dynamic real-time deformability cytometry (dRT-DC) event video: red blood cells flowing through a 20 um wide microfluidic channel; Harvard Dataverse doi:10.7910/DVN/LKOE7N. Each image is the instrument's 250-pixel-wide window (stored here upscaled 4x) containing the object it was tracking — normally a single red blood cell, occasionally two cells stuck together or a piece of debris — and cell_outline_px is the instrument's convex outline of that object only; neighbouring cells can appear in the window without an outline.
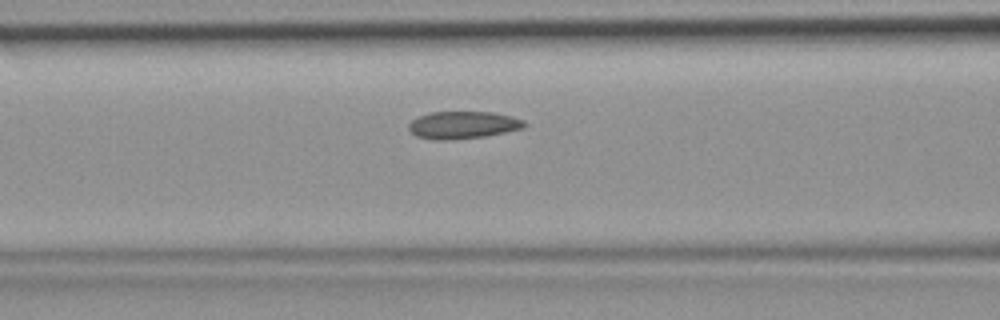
{"species": "common noctule bat (a hibernating species)", "species_latin": "Nyctalus noctula", "temperature_condition": "room temperature", "stored_images_in_passage": 41, "camera_frame_rate_fps": 3000, "um_per_image_px": 0.085, "animal": {"sex": "female", "body_mass_g": 19.9}, "frame": {"image": 1, "passage_image": 16, "time_ms": 5.0, "image_size_px": [1000, 320], "cell_outline_px": [[528, 124], [524, 128], [484, 136], [452, 140], [436, 140], [416, 136], [408, 128], [408, 124], [412, 120], [420, 116], [432, 112], [492, 112], [512, 116], [524, 120]], "centroid_in_image_um": [39.37, 10.62], "position_along_channel_um": 127.2, "area_um2": 18.44}}
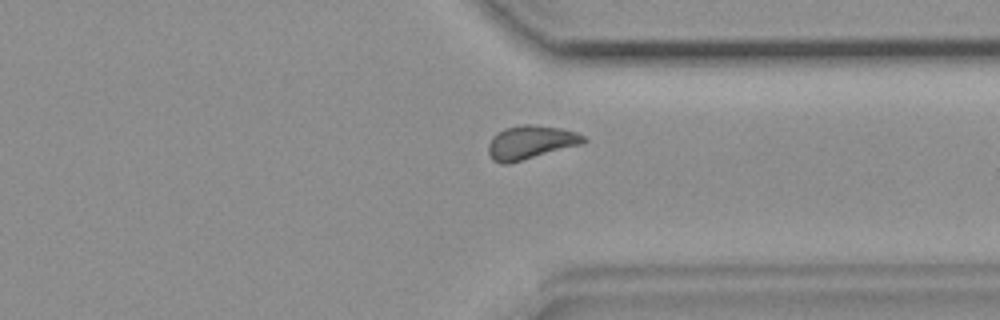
{"frame": {"image": 2, "passage_image": 33, "time_ms": 10.667, "image_size_px": [1000, 320], "cell_outline_px": [[588, 140], [584, 144], [508, 164], [500, 164], [492, 160], [488, 152], [488, 144], [492, 136], [496, 132], [504, 128], [520, 124], [532, 124], [560, 128], [576, 132], [584, 136]], "centroid_in_image_um": [45.09, 12.1], "position_along_channel_um": 366.3, "area_um2": 19.02}}
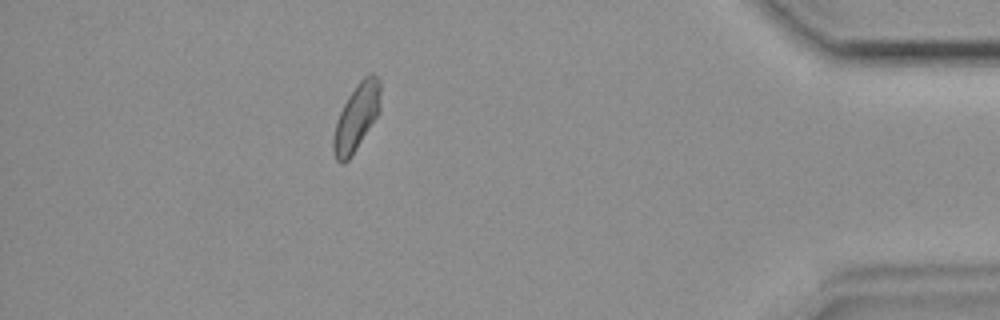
{"frame": {"image": 3, "passage_image": 39, "time_ms": 12.667, "image_size_px": [1000, 320], "cell_outline_px": [[380, 112], [348, 160], [344, 164], [340, 164], [336, 160], [332, 152], [332, 136], [340, 112], [348, 96], [356, 84], [368, 72], [372, 72], [380, 80]], "centroid_in_image_um": [30.29, 9.96], "position_along_channel_um": 404.9, "area_um2": 18.44}}